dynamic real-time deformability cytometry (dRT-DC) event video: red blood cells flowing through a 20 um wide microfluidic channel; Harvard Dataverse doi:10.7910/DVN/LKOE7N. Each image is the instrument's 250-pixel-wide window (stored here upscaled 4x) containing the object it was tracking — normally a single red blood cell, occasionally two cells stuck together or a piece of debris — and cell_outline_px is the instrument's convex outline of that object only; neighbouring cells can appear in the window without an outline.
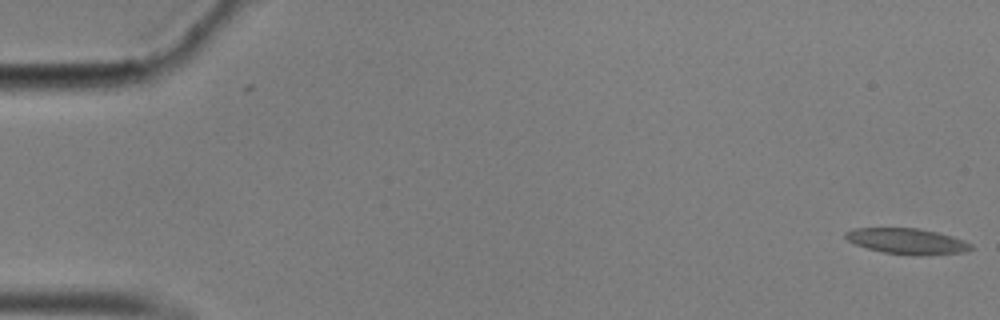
{"species": "common noctule bat (a hibernating species)", "species_latin": "Nyctalus noctula", "temperature_condition": "cold", "stored_images_in_passage": 2, "camera_frame_rate_fps": 3000, "um_per_image_px": 0.085, "animal": {"sex": "male", "body_mass_g": 17.9}, "frame": {"image": 1, "passage_image": 2, "time_ms": 0.333, "image_size_px": [1000, 320], "cell_outline_px": [[972, 248], [968, 252], [916, 256], [884, 252], [868, 248], [856, 244], [848, 240], [844, 236], [844, 232], [852, 228], [920, 228], [952, 236], [964, 240], [972, 244]], "centroid_in_image_um": [77.13, 20.5], "position_along_channel_um": 7.9, "area_um2": 18.9}}